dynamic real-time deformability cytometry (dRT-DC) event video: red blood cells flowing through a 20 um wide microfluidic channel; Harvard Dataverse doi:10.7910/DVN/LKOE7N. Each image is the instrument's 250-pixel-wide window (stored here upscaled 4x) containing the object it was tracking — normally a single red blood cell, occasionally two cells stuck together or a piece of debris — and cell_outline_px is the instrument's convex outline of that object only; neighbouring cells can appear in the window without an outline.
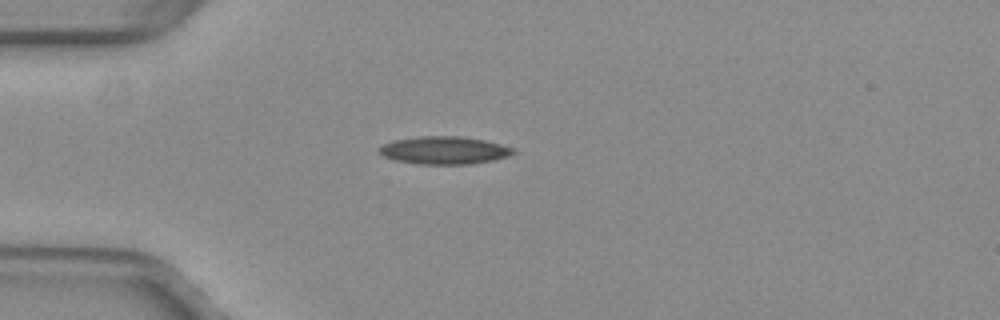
{"species": "common noctule bat (a hibernating species)", "species_latin": "Nyctalus noctula", "temperature_condition": "warm", "stored_images_in_passage": 34, "camera_frame_rate_fps": 3000, "um_per_image_px": 0.085, "animal": {"sex": "female", "body_mass_g": 29.2, "forearm_length_mm": 56.3}, "frame": {"image": 1, "passage_image": 1, "time_ms": 0.0, "image_size_px": [1000, 320], "cell_outline_px": [[516, 152], [508, 156], [492, 160], [472, 164], [416, 164], [396, 160], [384, 156], [376, 152], [376, 148], [392, 140], [416, 136], [460, 136], [484, 140], [516, 148]], "centroid_in_image_um": [37.72, 12.77], "position_along_channel_um": 47.3, "area_um2": 21.91}}
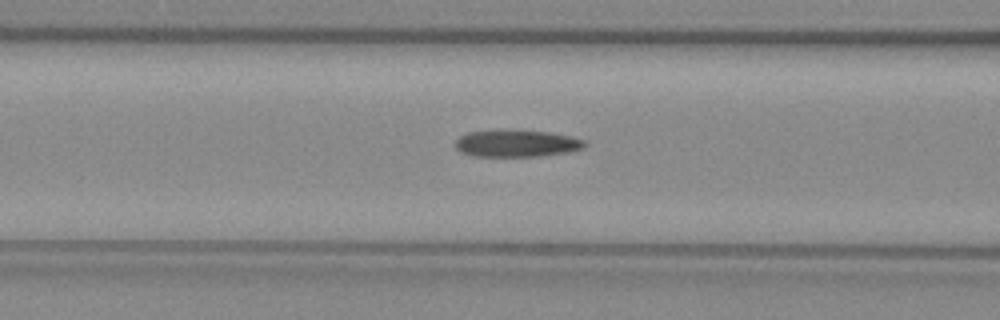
{"frame": {"image": 2, "passage_image": 8, "time_ms": 2.333, "image_size_px": [1000, 320], "cell_outline_px": [[588, 144], [584, 148], [568, 152], [540, 156], [472, 156], [460, 152], [456, 148], [456, 140], [460, 136], [468, 132], [508, 128], [552, 132], [572, 136], [584, 140]], "centroid_in_image_um": [43.93, 12.16], "position_along_channel_um": 122.7, "area_um2": 20.98}}
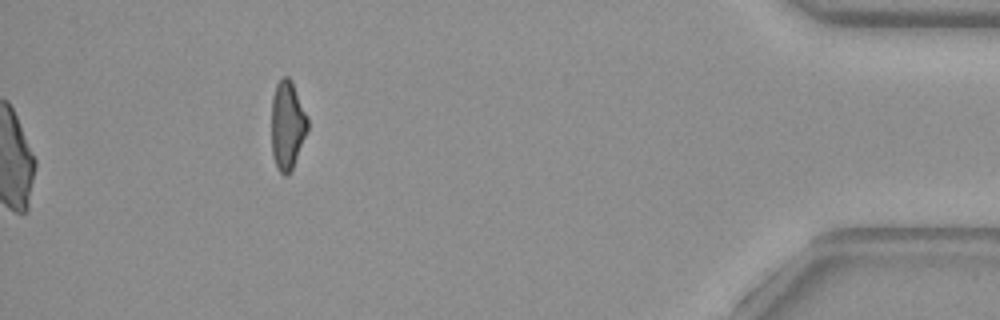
{"frame": {"image": 3, "passage_image": 34, "time_ms": 11.0, "image_size_px": [1000, 320], "cell_outline_px": [[308, 128], [292, 168], [288, 176], [284, 176], [276, 168], [272, 156], [272, 96], [276, 84], [284, 76], [288, 76], [292, 80], [308, 116]], "centroid_in_image_um": [24.42, 10.63], "position_along_channel_um": 410.8, "area_um2": 18.79}, "authors_computed_cell_mechanics": {"area_um2": 21.0103, "velocity_mm_per_s": 4.0061, "shape_relaxation_time_tau1_ms": null, "shape_relaxation_time_tau2_ms": 2.5772, "deformation_change_tau1": null, "deformation_change_tau2": 0.1184}}